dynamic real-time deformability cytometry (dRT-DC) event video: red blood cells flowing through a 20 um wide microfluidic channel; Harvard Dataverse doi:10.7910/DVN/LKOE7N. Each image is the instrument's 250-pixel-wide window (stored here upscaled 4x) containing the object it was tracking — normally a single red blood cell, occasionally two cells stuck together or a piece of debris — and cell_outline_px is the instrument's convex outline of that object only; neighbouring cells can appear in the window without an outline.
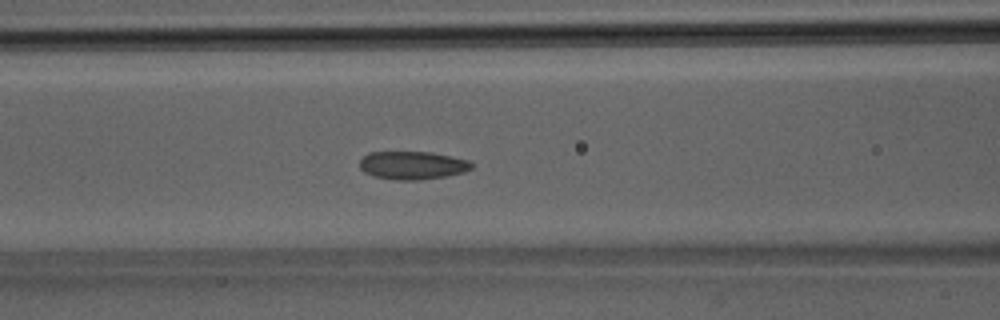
{"species": "Egyptian fruit bat (a non-hibernating species)", "species_latin": "Rousettus aegyptiacus", "temperature_condition": "room temperature", "stored_images_in_passage": 31, "camera_frame_rate_fps": 3000, "um_per_image_px": 0.085, "animal": {"sex": "male"}, "frame": {"image": 1, "passage_image": 8, "time_ms": 2.333, "image_size_px": [1000, 320], "cell_outline_px": [[472, 168], [464, 172], [444, 176], [420, 180], [396, 180], [372, 176], [364, 172], [360, 168], [360, 160], [368, 152], [432, 152], [468, 160], [472, 164]], "centroid_in_image_um": [35.03, 14.05], "position_along_channel_um": 131.6, "area_um2": 18.32}}
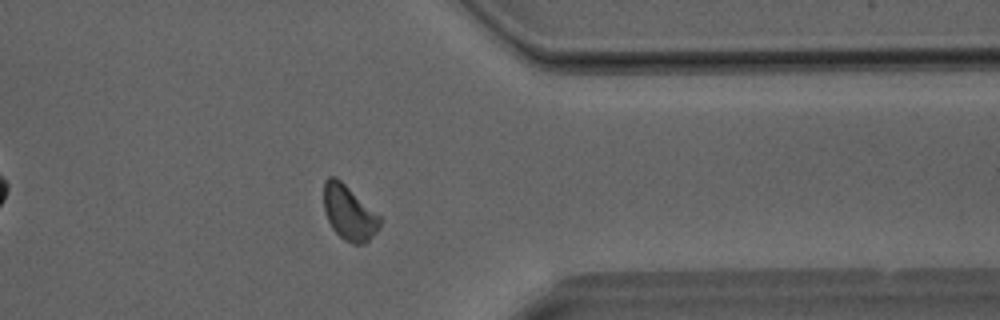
{"frame": {"image": 2, "passage_image": 23, "time_ms": 7.333, "image_size_px": [1000, 320], "cell_outline_px": [[384, 220], [380, 228], [364, 244], [352, 244], [344, 240], [332, 228], [328, 220], [324, 208], [324, 180], [328, 176], [336, 176], [380, 216]], "centroid_in_image_um": [29.68, 18.09], "position_along_channel_um": 381.7, "area_um2": 17.92}}
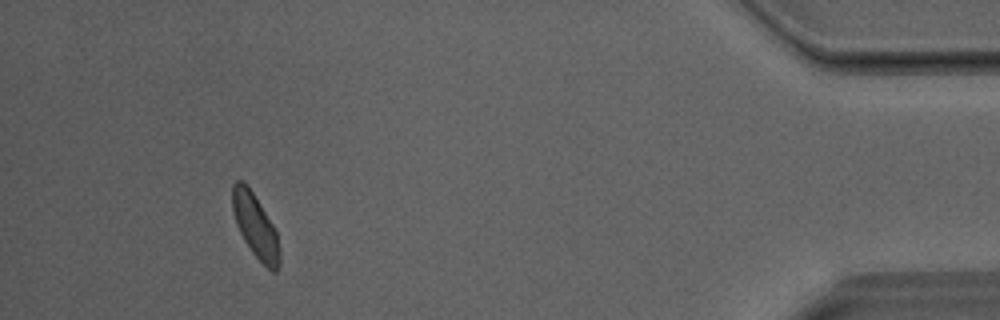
{"frame": {"image": 3, "passage_image": 28, "time_ms": 9.0, "image_size_px": [1000, 320], "cell_outline_px": [[280, 260], [276, 272], [272, 272], [252, 252], [244, 240], [236, 224], [232, 212], [232, 184], [236, 180], [244, 180], [248, 184], [272, 224], [276, 232], [280, 252]], "centroid_in_image_um": [21.68, 19.16], "position_along_channel_um": 413.5, "area_um2": 17.46}}